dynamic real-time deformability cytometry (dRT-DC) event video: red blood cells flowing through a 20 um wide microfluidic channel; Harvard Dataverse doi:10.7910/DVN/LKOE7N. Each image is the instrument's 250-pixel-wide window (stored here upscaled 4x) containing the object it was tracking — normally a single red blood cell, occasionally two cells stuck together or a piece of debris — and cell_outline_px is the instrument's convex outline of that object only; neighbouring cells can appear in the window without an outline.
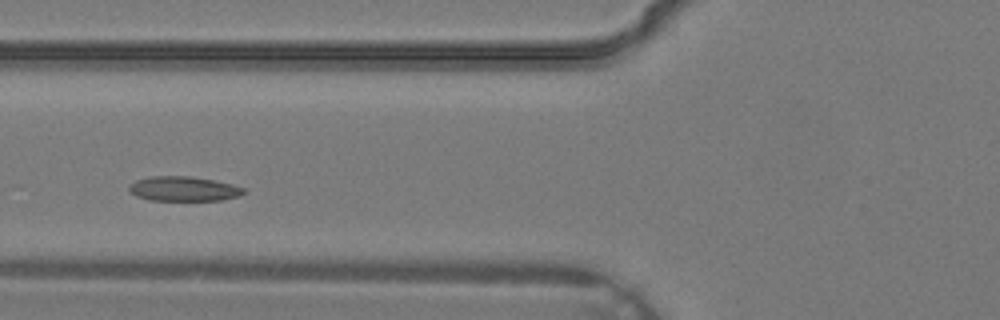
{"species": "common noctule bat (a hibernating species)", "species_latin": "Nyctalus noctula", "temperature_condition": "warm", "stored_images_in_passage": 4, "camera_frame_rate_fps": 3000, "um_per_image_px": 0.085, "animal": {"sex": "male", "body_mass_g": 19.2, "forearm_length_mm": 51.8}, "frame": {"image": 1, "passage_image": 4, "time_ms": 1.0, "image_size_px": [1000, 320], "cell_outline_px": [[248, 192], [240, 196], [220, 200], [148, 200], [136, 196], [128, 192], [128, 184], [136, 180], [148, 176], [188, 176], [216, 180], [232, 184], [244, 188]], "centroid_in_image_um": [15.59, 16.04], "position_along_channel_um": 110.2, "area_um2": 16.76}}